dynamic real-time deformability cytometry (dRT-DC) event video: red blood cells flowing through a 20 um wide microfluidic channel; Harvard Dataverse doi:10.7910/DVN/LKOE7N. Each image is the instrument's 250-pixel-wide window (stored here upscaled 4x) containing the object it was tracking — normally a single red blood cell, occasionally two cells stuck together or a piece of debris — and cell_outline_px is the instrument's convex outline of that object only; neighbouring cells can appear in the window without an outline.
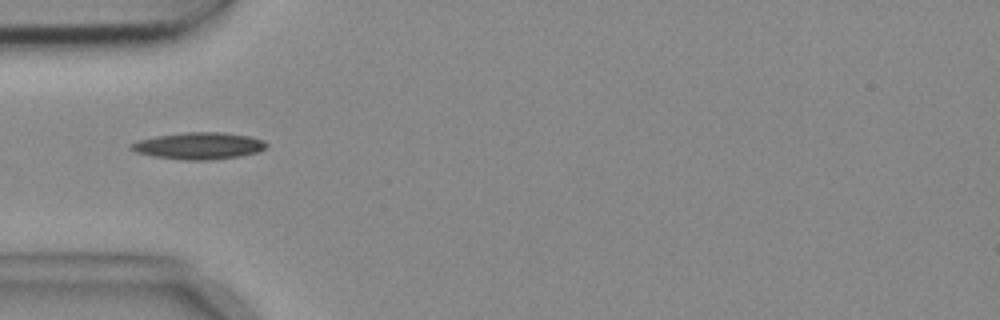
{"species": "common noctule bat (a hibernating species)", "species_latin": "Nyctalus noctula", "temperature_condition": "cold", "stored_images_in_passage": 8, "camera_frame_rate_fps": 3000, "um_per_image_px": 0.085, "animal": {"sex": "female", "body_mass_g": 18.4}, "frame": {"image": 1, "passage_image": 3, "time_ms": 0.667, "image_size_px": [1000, 320], "cell_outline_px": [[268, 144], [260, 152], [240, 156], [208, 160], [184, 160], [152, 156], [136, 152], [128, 148], [128, 144], [136, 140], [156, 136], [184, 132], [220, 132], [248, 136], [264, 140]], "centroid_in_image_um": [16.86, 12.39], "position_along_channel_um": 68.1, "area_um2": 21.33}}
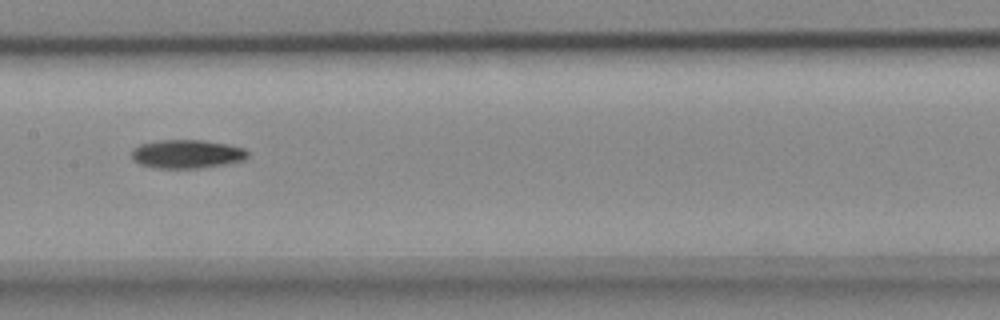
{"frame": {"image": 2, "passage_image": 6, "time_ms": 1.667, "image_size_px": [1000, 320], "cell_outline_px": [[248, 156], [244, 160], [224, 164], [200, 168], [156, 168], [140, 164], [132, 160], [132, 148], [140, 144], [160, 140], [204, 140], [228, 144], [244, 148], [248, 152]], "centroid_in_image_um": [15.87, 13.08], "position_along_channel_um": 191.5, "area_um2": 19.42}}
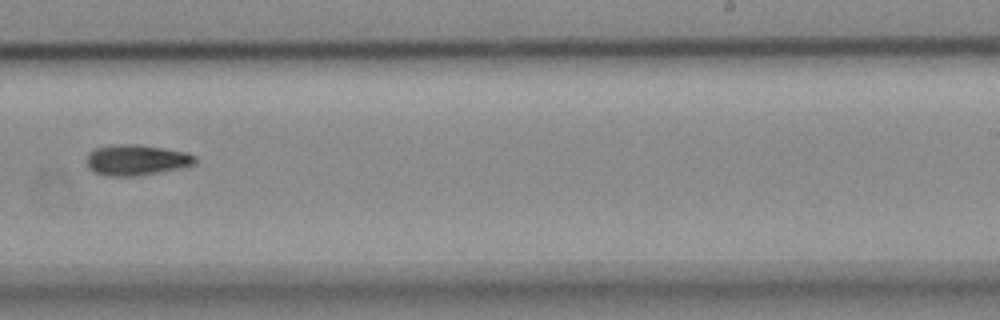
{"frame": {"image": 3, "passage_image": 8, "time_ms": 2.333, "image_size_px": [1000, 320], "cell_outline_px": [[196, 164], [180, 168], [136, 176], [112, 176], [96, 172], [88, 168], [84, 160], [88, 152], [96, 148], [116, 144], [140, 144], [188, 152], [196, 156]], "centroid_in_image_um": [11.59, 13.58], "position_along_channel_um": 277.4, "area_um2": 19.59}}